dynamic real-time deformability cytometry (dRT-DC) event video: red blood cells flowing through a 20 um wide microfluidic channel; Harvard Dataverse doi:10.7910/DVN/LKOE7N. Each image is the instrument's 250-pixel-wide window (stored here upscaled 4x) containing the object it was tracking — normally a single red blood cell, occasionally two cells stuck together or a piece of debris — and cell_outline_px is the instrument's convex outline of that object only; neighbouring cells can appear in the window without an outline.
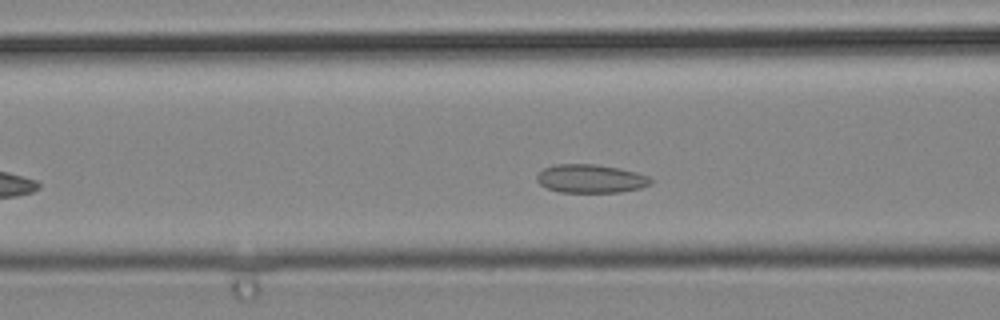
{"species": "common noctule bat (a hibernating species)", "species_latin": "Nyctalus noctula", "temperature_condition": "cold", "stored_images_in_passage": 31, "camera_frame_rate_fps": 3000, "um_per_image_px": 0.085, "animal": {"sex": "male", "body_mass_g": 19.2, "forearm_length_mm": 51.8}, "frame": {"image": 1, "passage_image": 11, "time_ms": 3.333, "image_size_px": [1000, 320], "cell_outline_px": [[652, 184], [640, 188], [620, 192], [560, 192], [548, 188], [540, 184], [536, 180], [536, 176], [544, 168], [556, 164], [596, 164], [620, 168], [636, 172], [648, 176], [652, 180]], "centroid_in_image_um": [50.22, 15.18], "position_along_channel_um": 116.4, "area_um2": 18.9}}
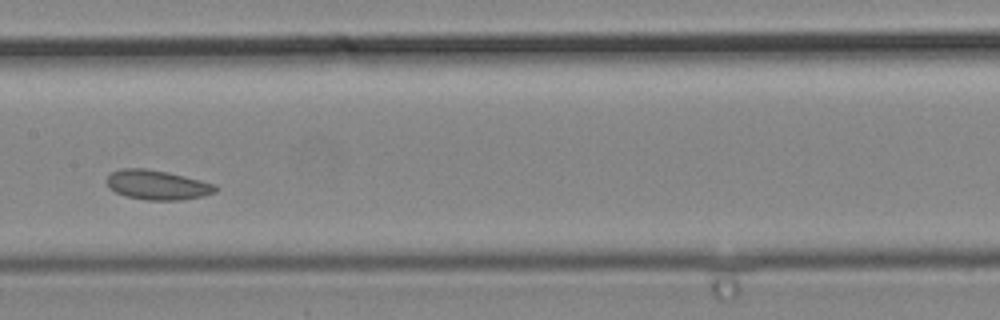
{"frame": {"image": 2, "passage_image": 16, "time_ms": 5.0, "image_size_px": [1000, 320], "cell_outline_px": [[216, 192], [204, 196], [180, 200], [148, 200], [128, 196], [116, 192], [108, 188], [104, 180], [112, 172], [124, 168], [144, 168], [168, 172], [216, 184]], "centroid_in_image_um": [13.35, 15.71], "position_along_channel_um": 194.0, "area_um2": 18.73}}
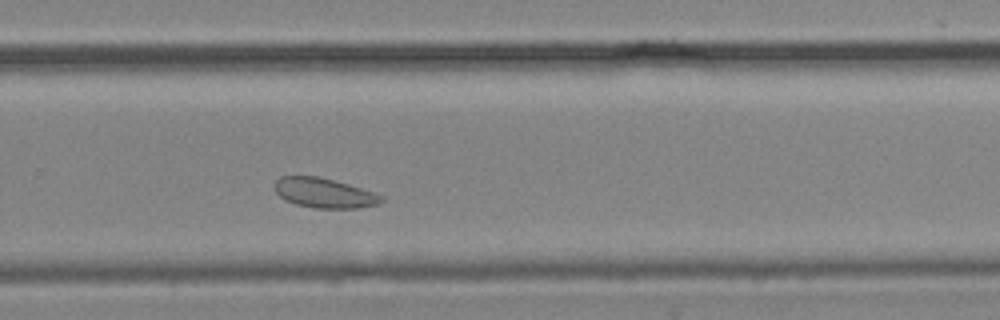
{"frame": {"image": 3, "passage_image": 23, "time_ms": 7.333, "image_size_px": [1000, 320], "cell_outline_px": [[384, 200], [376, 204], [356, 208], [312, 208], [296, 204], [284, 200], [272, 188], [272, 184], [280, 176], [316, 176], [348, 184], [384, 196]], "centroid_in_image_um": [27.48, 16.4], "position_along_channel_um": 302.3, "area_um2": 18.5}}